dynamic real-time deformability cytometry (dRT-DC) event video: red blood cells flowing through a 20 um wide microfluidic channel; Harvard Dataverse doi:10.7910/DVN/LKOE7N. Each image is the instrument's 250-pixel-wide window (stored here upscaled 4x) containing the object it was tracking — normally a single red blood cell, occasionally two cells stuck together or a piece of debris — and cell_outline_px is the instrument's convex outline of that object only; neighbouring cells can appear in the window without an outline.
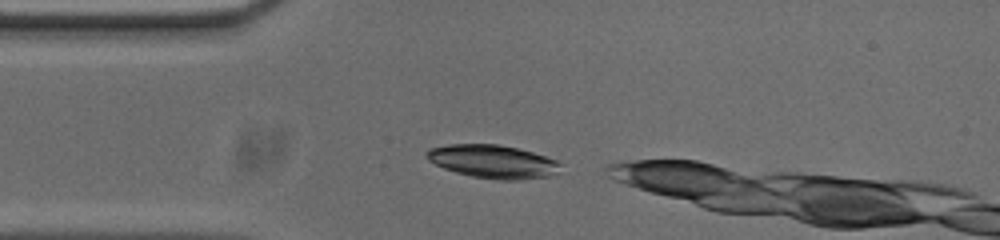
{"species": "common noctule bat (a hibernating species)", "species_latin": "Nyctalus noctula", "temperature_condition": "cold", "stored_images_in_passage": 10, "camera_frame_rate_fps": 3000, "um_per_image_px": 0.085, "animal": {"sex": "male", "body_mass_g": 20.0, "forearm_length_mm": 53.3}, "frame": {"image": 1, "passage_image": 1, "time_ms": 0.0, "image_size_px": [1000, 240], "cell_outline_px": [[564, 164], [556, 172], [548, 176], [520, 180], [500, 180], [472, 176], [456, 172], [444, 168], [428, 160], [424, 152], [428, 148], [448, 144], [496, 144], [516, 148], [532, 152], [556, 160]], "centroid_in_image_um": [41.87, 13.72], "position_along_channel_um": 43.1, "area_um2": 25.89}}
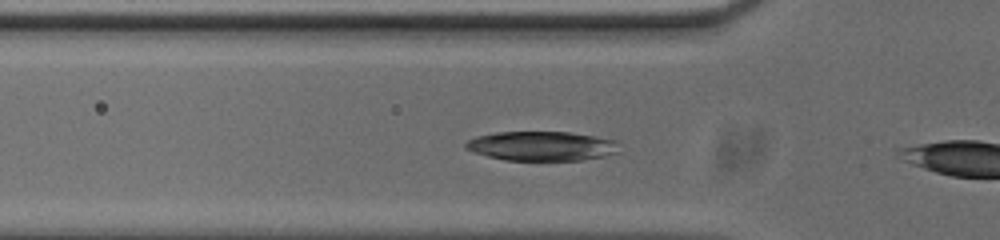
{"frame": {"image": 2, "passage_image": 5, "time_ms": 1.333, "image_size_px": [1000, 240], "cell_outline_px": [[620, 152], [604, 156], [580, 160], [504, 160], [488, 156], [464, 148], [464, 144], [468, 140], [476, 136], [496, 132], [568, 132], [616, 140]], "centroid_in_image_um": [46.04, 12.41], "position_along_channel_um": 79.8, "area_um2": 26.18}}
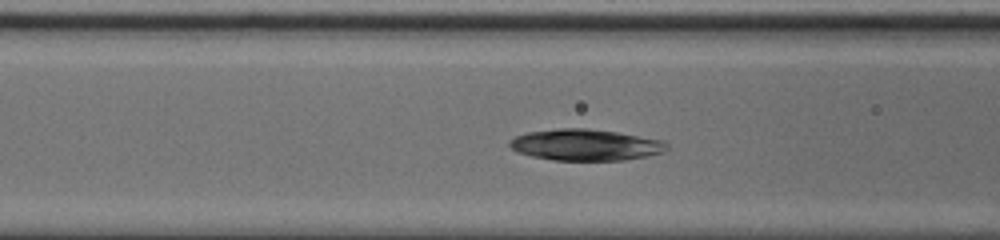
{"frame": {"image": 3, "passage_image": 8, "time_ms": 2.333, "image_size_px": [1000, 240], "cell_outline_px": [[668, 148], [664, 152], [648, 156], [624, 160], [552, 160], [532, 156], [516, 152], [508, 144], [508, 140], [524, 132], [560, 128], [588, 128], [616, 132], [664, 140], [668, 144]], "centroid_in_image_um": [49.76, 12.31], "position_along_channel_um": 116.8, "area_um2": 28.96}}